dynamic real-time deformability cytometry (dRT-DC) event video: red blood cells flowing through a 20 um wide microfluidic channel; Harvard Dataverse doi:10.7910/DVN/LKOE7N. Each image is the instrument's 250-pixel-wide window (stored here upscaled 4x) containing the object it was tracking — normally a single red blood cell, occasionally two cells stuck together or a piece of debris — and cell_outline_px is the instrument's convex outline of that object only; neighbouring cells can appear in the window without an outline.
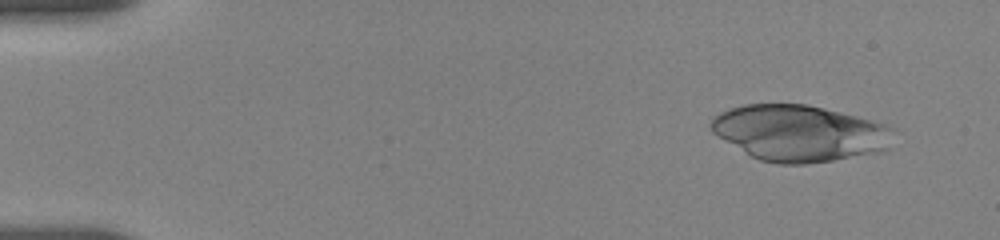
{"species": "human", "species_latin": "Homo sapiens", "temperature_condition": "room temperature", "stored_images_in_passage": 7, "camera_frame_rate_fps": 3000, "um_per_image_px": 0.085, "donor": {"sex": "female"}, "frame": {"image": 1, "passage_image": 1, "time_ms": 0.0, "image_size_px": [1000, 240], "cell_outline_px": [[896, 128], [892, 148], [880, 152], [832, 160], [804, 164], [776, 164], [760, 160], [752, 156], [712, 132], [708, 124], [712, 116], [728, 108], [744, 104], [808, 104], [856, 116], [884, 124]], "centroid_in_image_um": [67.99, 11.31], "position_along_channel_um": 17.0, "area_um2": 60.11}}